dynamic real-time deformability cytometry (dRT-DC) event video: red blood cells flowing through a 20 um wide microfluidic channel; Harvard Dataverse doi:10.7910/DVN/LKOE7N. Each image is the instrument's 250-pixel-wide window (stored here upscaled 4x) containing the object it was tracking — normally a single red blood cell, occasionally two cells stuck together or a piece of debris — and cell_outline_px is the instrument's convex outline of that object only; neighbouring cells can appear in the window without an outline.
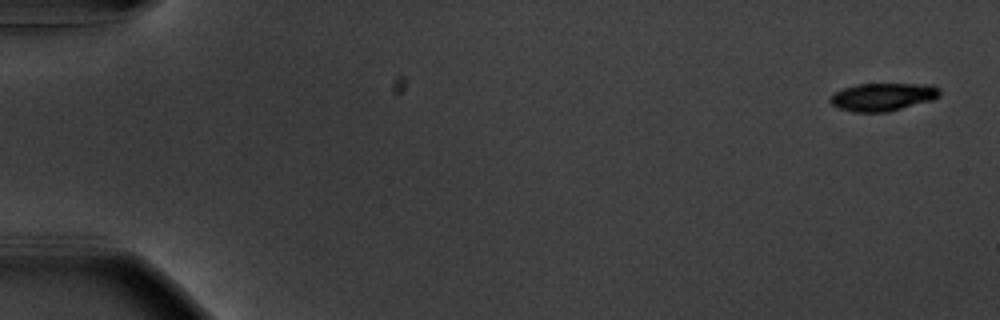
{"species": "common noctule bat (a hibernating species)", "species_latin": "Nyctalus noctula", "temperature_condition": "warm", "stored_images_in_passage": 55, "camera_frame_rate_fps": 3000, "um_per_image_px": 0.085, "animal": {"sex": "male", "body_mass_g": 20.1, "forearm_length_mm": 53.5}, "frame": {"image": 1, "passage_image": 1, "time_ms": 0.0, "image_size_px": [1000, 320], "cell_outline_px": [[940, 96], [932, 100], [888, 112], [852, 112], [840, 108], [832, 104], [828, 100], [832, 92], [856, 84], [932, 84], [940, 88]], "centroid_in_image_um": [75.03, 8.23], "position_along_channel_um": 10.0, "area_um2": 17.98}}
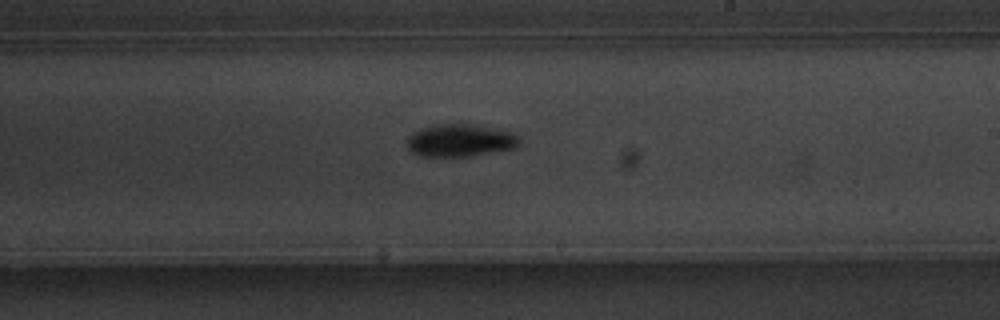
{"frame": {"image": 2, "passage_image": 33, "time_ms": 10.667, "image_size_px": [1000, 320], "cell_outline_px": [[520, 144], [516, 148], [468, 156], [420, 156], [412, 152], [408, 148], [408, 136], [412, 132], [420, 128], [440, 124], [468, 124], [516, 132], [520, 140]], "centroid_in_image_um": [39.14, 11.93], "position_along_channel_um": 249.9, "area_um2": 21.27}}
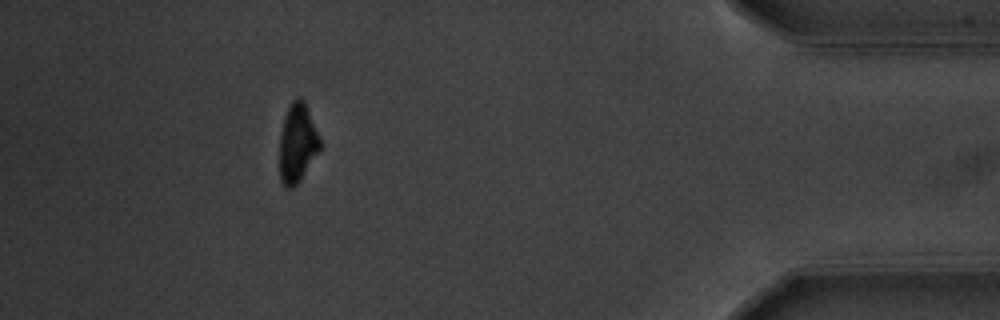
{"frame": {"image": 3, "passage_image": 50, "time_ms": 16.333, "image_size_px": [1000, 320], "cell_outline_px": [[320, 148], [300, 180], [292, 188], [284, 188], [280, 180], [280, 132], [284, 116], [292, 100], [296, 96], [300, 96], [304, 100], [320, 140]], "centroid_in_image_um": [25.24, 12.15], "position_along_channel_um": 410.0, "area_um2": 18.38}, "authors_computed_cell_mechanics": {"area_um2": 19.7098, "velocity_mm_per_s": 3.6676, "shape_relaxation_time_tau1_ms": 2.2862, "shape_relaxation_time_tau2_ms": null, "deformation_change_tau1": 0.1465, "deformation_change_tau2": null}}